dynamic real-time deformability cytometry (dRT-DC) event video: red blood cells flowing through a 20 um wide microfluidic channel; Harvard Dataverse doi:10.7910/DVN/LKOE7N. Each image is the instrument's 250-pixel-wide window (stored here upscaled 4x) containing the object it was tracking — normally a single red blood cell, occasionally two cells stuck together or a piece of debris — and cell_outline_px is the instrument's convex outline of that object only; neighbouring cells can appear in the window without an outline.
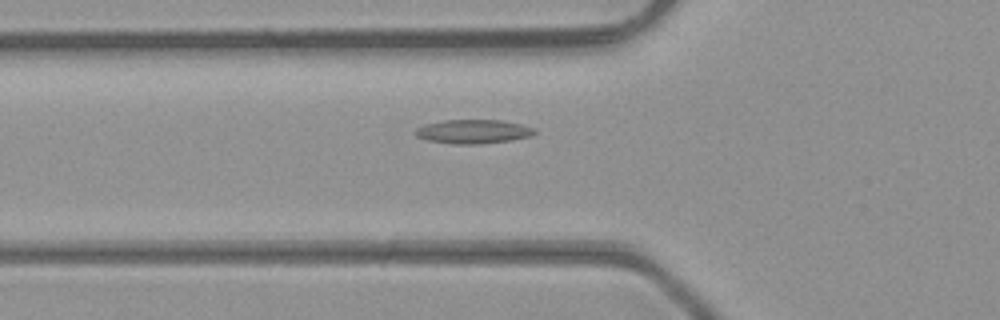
{"species": "common noctule bat (a hibernating species)", "species_latin": "Nyctalus noctula", "temperature_condition": "room temperature", "stored_images_in_passage": 45, "camera_frame_rate_fps": 3000, "um_per_image_px": 0.085, "animal": {"sex": "male", "body_mass_g": 23.1, "forearm_length_mm": 52.7}, "frame": {"image": 1, "passage_image": 14, "time_ms": 4.333, "image_size_px": [1000, 320], "cell_outline_px": [[536, 132], [532, 136], [508, 140], [476, 144], [452, 144], [428, 140], [416, 136], [416, 128], [424, 124], [444, 120], [504, 120], [536, 128]], "centroid_in_image_um": [40.23, 11.17], "position_along_channel_um": 85.6, "area_um2": 16.59}}
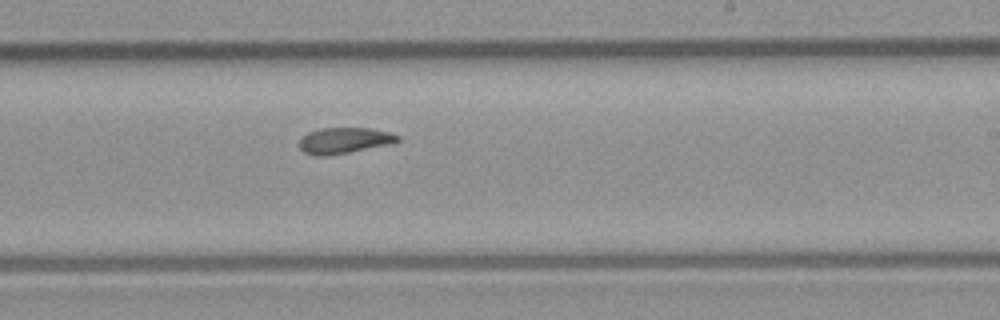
{"frame": {"image": 2, "passage_image": 26, "time_ms": 8.333, "image_size_px": [1000, 320], "cell_outline_px": [[400, 140], [392, 144], [348, 152], [324, 156], [316, 156], [304, 152], [300, 148], [300, 140], [308, 132], [320, 128], [372, 128], [388, 132], [400, 136]], "centroid_in_image_um": [29.28, 11.94], "position_along_channel_um": 259.7, "area_um2": 14.8}}
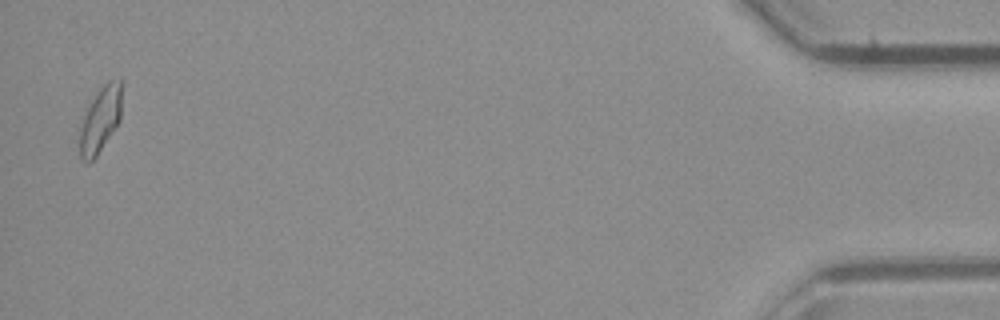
{"frame": {"image": 3, "passage_image": 44, "time_ms": 14.333, "image_size_px": [1000, 320], "cell_outline_px": [[120, 120], [96, 156], [88, 164], [80, 160], [80, 128], [84, 116], [92, 100], [100, 88], [108, 80], [120, 76]], "centroid_in_image_um": [8.52, 10.18], "position_along_channel_um": 426.7, "area_um2": 15.72}, "authors_computed_cell_mechanics": {"area_um2": 15.7216, "velocity_mm_per_s": 4.3336, "shape_relaxation_time_tau1_ms": null, "shape_relaxation_time_tau2_ms": 3.2362, "deformation_change_tau1": null, "deformation_change_tau2": 0.0911}}